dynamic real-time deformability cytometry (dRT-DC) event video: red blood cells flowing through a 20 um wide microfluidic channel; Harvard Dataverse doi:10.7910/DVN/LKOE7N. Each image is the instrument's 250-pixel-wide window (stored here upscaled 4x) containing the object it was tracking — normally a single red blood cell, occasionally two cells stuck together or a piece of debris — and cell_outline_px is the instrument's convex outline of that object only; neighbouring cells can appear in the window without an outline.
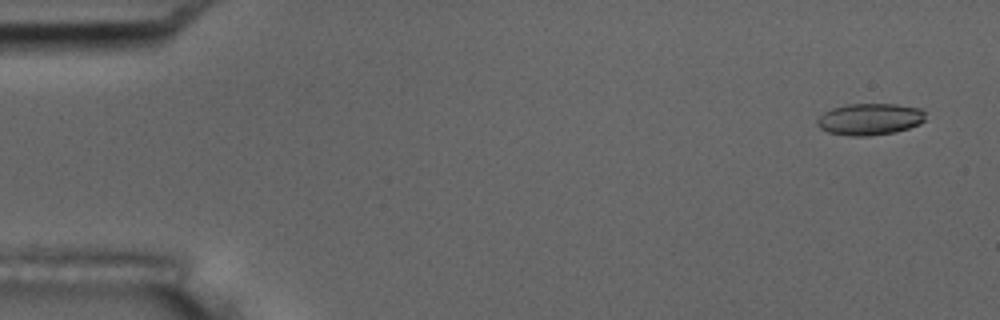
{"species": "common noctule bat (a hibernating species)", "species_latin": "Nyctalus noctula", "temperature_condition": "room temperature", "stored_images_in_passage": 56, "camera_frame_rate_fps": 3000, "um_per_image_px": 0.085, "animal": {"sex": "male", "body_mass_g": 17.5, "forearm_length_mm": 52.3}, "frame": {"image": 1, "passage_image": 3, "time_ms": 0.667, "image_size_px": [1000, 320], "cell_outline_px": [[924, 120], [920, 124], [896, 132], [868, 136], [848, 136], [828, 132], [820, 128], [816, 124], [816, 120], [824, 112], [832, 108], [848, 104], [896, 104], [924, 108]], "centroid_in_image_um": [73.94, 10.13], "position_along_channel_um": 11.1, "area_um2": 20.17}}
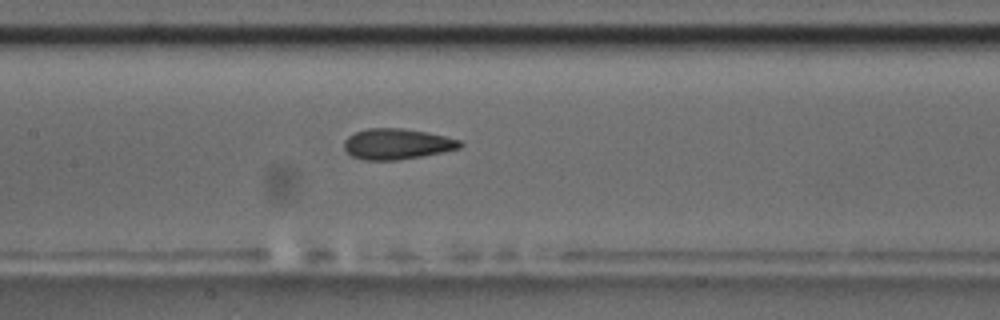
{"frame": {"image": 2, "passage_image": 27, "time_ms": 8.667, "image_size_px": [1000, 320], "cell_outline_px": [[464, 144], [460, 148], [420, 156], [396, 160], [364, 160], [352, 156], [344, 148], [344, 140], [348, 136], [356, 132], [368, 128], [400, 128], [428, 132], [460, 140]], "centroid_in_image_um": [33.73, 12.23], "position_along_channel_um": 173.7, "area_um2": 20.58}}
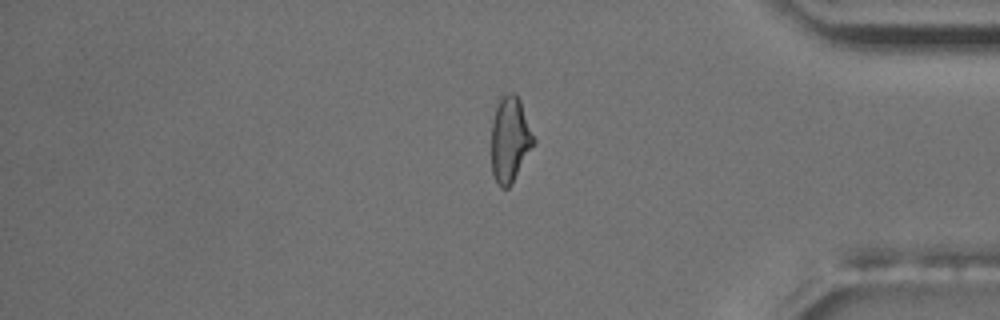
{"frame": {"image": 3, "passage_image": 47, "time_ms": 15.333, "image_size_px": [1000, 320], "cell_outline_px": [[536, 144], [512, 184], [508, 188], [500, 188], [492, 172], [492, 120], [496, 100], [504, 92], [516, 92], [520, 100], [536, 140]], "centroid_in_image_um": [43.36, 11.81], "position_along_channel_um": 391.8, "area_um2": 21.73}, "authors_computed_cell_mechanics": {"area_um2": 20.7213, "velocity_mm_per_s": 3.6236, "shape_relaxation_time_tau1_ms": 9.0207, "shape_relaxation_time_tau2_ms": 2.0063, "deformation_change_tau1": 0.1894, "deformation_change_tau2": 0.095}}